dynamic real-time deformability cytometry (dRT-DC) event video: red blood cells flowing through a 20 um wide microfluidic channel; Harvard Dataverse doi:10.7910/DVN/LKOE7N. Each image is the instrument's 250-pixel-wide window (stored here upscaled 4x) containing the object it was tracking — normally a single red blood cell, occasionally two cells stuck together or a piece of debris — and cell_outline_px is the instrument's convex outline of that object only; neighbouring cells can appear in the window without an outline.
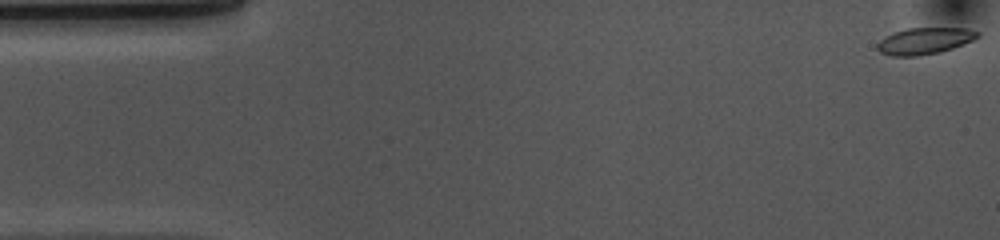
{"species": "common noctule bat (a hibernating species)", "species_latin": "Nyctalus noctula", "temperature_condition": "cold", "stored_images_in_passage": 54, "camera_frame_rate_fps": 3000, "um_per_image_px": 0.085, "animal": {"sex": "female", "body_mass_g": 10.0, "forearm_length_mm": 53.1}, "frame": {"image": 1, "passage_image": 1, "time_ms": 0.0, "image_size_px": [1000, 240], "cell_outline_px": [[980, 36], [972, 40], [952, 48], [940, 52], [920, 56], [892, 56], [880, 52], [876, 48], [876, 44], [884, 36], [908, 28], [968, 28], [980, 32]], "centroid_in_image_um": [78.58, 3.48], "position_along_channel_um": 6.4, "area_um2": 15.55}}
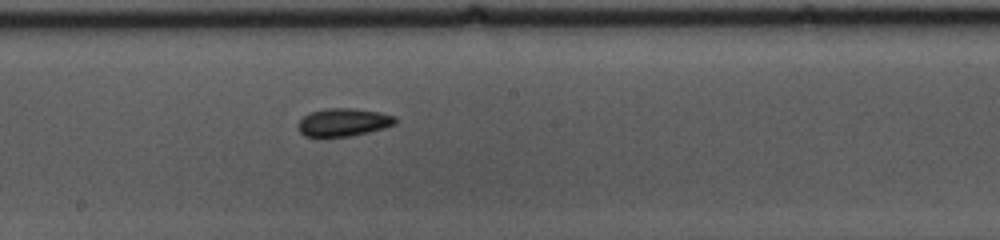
{"frame": {"image": 2, "passage_image": 28, "time_ms": 9.0, "image_size_px": [1000, 240], "cell_outline_px": [[396, 124], [384, 128], [368, 132], [348, 136], [320, 140], [304, 136], [300, 132], [300, 120], [304, 116], [312, 112], [324, 108], [352, 108], [380, 112], [396, 116]], "centroid_in_image_um": [29.17, 10.43], "position_along_channel_um": 219.0, "area_um2": 16.24}}
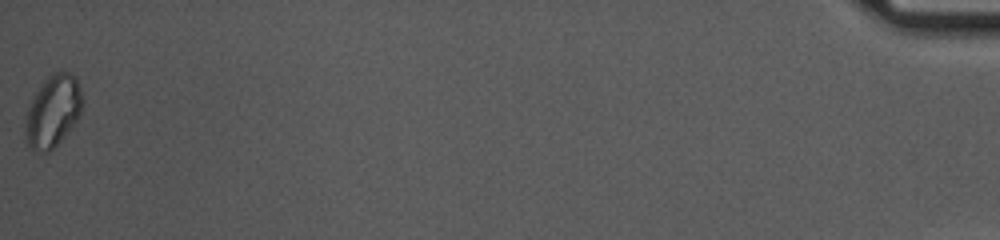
{"frame": {"image": 3, "passage_image": 54, "time_ms": 17.667, "image_size_px": [1000, 240], "cell_outline_px": [[84, 104], [80, 116], [60, 140], [48, 152], [44, 152], [32, 148], [24, 140], [24, 136], [28, 108], [36, 92], [44, 80], [52, 72], [68, 72], [76, 76], [84, 100]], "centroid_in_image_um": [4.53, 9.42], "position_along_channel_um": 430.7, "area_um2": 23.7}, "authors_computed_cell_mechanics": {"area_um2": 15.895, "velocity_mm_per_s": 3.6551, "shape_relaxation_time_tau1_ms": 5.6472, "shape_relaxation_time_tau2_ms": 8.0399, "deformation_change_tau1": 0.0939, "deformation_change_tau2": 0.1142}}